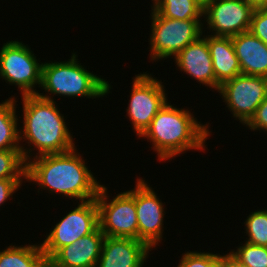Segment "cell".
I'll return each mask as SVG.
<instances>
[{"instance_id": "1", "label": "cell", "mask_w": 267, "mask_h": 267, "mask_svg": "<svg viewBox=\"0 0 267 267\" xmlns=\"http://www.w3.org/2000/svg\"><path fill=\"white\" fill-rule=\"evenodd\" d=\"M76 147L64 153L45 154L26 162V181L49 193L58 192L79 202L95 199L101 184L88 169Z\"/></svg>"}, {"instance_id": "2", "label": "cell", "mask_w": 267, "mask_h": 267, "mask_svg": "<svg viewBox=\"0 0 267 267\" xmlns=\"http://www.w3.org/2000/svg\"><path fill=\"white\" fill-rule=\"evenodd\" d=\"M23 127L19 129V141L25 140L28 147H21L24 161L32 159V151L38 150L34 157L64 153L75 148L73 134L66 125L52 96L43 93L23 95ZM31 152V153H30ZM31 157V158H30Z\"/></svg>"}, {"instance_id": "3", "label": "cell", "mask_w": 267, "mask_h": 267, "mask_svg": "<svg viewBox=\"0 0 267 267\" xmlns=\"http://www.w3.org/2000/svg\"><path fill=\"white\" fill-rule=\"evenodd\" d=\"M209 124H201L190 110L176 108L167 101L139 138L150 140L158 160L166 161L191 149L203 151L211 134Z\"/></svg>"}, {"instance_id": "4", "label": "cell", "mask_w": 267, "mask_h": 267, "mask_svg": "<svg viewBox=\"0 0 267 267\" xmlns=\"http://www.w3.org/2000/svg\"><path fill=\"white\" fill-rule=\"evenodd\" d=\"M77 57L74 52L68 61L43 63L40 87L52 96L99 99L109 94V82L86 70Z\"/></svg>"}, {"instance_id": "5", "label": "cell", "mask_w": 267, "mask_h": 267, "mask_svg": "<svg viewBox=\"0 0 267 267\" xmlns=\"http://www.w3.org/2000/svg\"><path fill=\"white\" fill-rule=\"evenodd\" d=\"M150 59L151 61L175 57L188 44L197 40L203 32L201 20H177L162 17L151 10Z\"/></svg>"}, {"instance_id": "6", "label": "cell", "mask_w": 267, "mask_h": 267, "mask_svg": "<svg viewBox=\"0 0 267 267\" xmlns=\"http://www.w3.org/2000/svg\"><path fill=\"white\" fill-rule=\"evenodd\" d=\"M107 187L101 185L95 198L99 210V227L107 237L138 240V220L135 207V188L120 192L112 200ZM109 199V200H108Z\"/></svg>"}, {"instance_id": "7", "label": "cell", "mask_w": 267, "mask_h": 267, "mask_svg": "<svg viewBox=\"0 0 267 267\" xmlns=\"http://www.w3.org/2000/svg\"><path fill=\"white\" fill-rule=\"evenodd\" d=\"M23 42L9 41L2 45L0 50V78L10 85L18 86L23 95L37 94L34 90L41 85L43 63Z\"/></svg>"}, {"instance_id": "8", "label": "cell", "mask_w": 267, "mask_h": 267, "mask_svg": "<svg viewBox=\"0 0 267 267\" xmlns=\"http://www.w3.org/2000/svg\"><path fill=\"white\" fill-rule=\"evenodd\" d=\"M99 227V210L96 199L80 202L46 234L40 244L47 260L60 248L73 244Z\"/></svg>"}, {"instance_id": "9", "label": "cell", "mask_w": 267, "mask_h": 267, "mask_svg": "<svg viewBox=\"0 0 267 267\" xmlns=\"http://www.w3.org/2000/svg\"><path fill=\"white\" fill-rule=\"evenodd\" d=\"M160 80L149 73H140L133 78L132 92L127 115L138 137L150 125L162 106L168 101L166 90Z\"/></svg>"}, {"instance_id": "10", "label": "cell", "mask_w": 267, "mask_h": 267, "mask_svg": "<svg viewBox=\"0 0 267 267\" xmlns=\"http://www.w3.org/2000/svg\"><path fill=\"white\" fill-rule=\"evenodd\" d=\"M217 92L235 120L245 125L267 95V78L241 73L222 83Z\"/></svg>"}, {"instance_id": "11", "label": "cell", "mask_w": 267, "mask_h": 267, "mask_svg": "<svg viewBox=\"0 0 267 267\" xmlns=\"http://www.w3.org/2000/svg\"><path fill=\"white\" fill-rule=\"evenodd\" d=\"M254 7L247 0H212L203 17L211 36L232 37L249 31Z\"/></svg>"}, {"instance_id": "12", "label": "cell", "mask_w": 267, "mask_h": 267, "mask_svg": "<svg viewBox=\"0 0 267 267\" xmlns=\"http://www.w3.org/2000/svg\"><path fill=\"white\" fill-rule=\"evenodd\" d=\"M135 207L138 220V240L151 249L161 243L163 237L164 204L143 178H137L135 187Z\"/></svg>"}, {"instance_id": "13", "label": "cell", "mask_w": 267, "mask_h": 267, "mask_svg": "<svg viewBox=\"0 0 267 267\" xmlns=\"http://www.w3.org/2000/svg\"><path fill=\"white\" fill-rule=\"evenodd\" d=\"M151 250L141 240L105 236L96 267H143Z\"/></svg>"}, {"instance_id": "14", "label": "cell", "mask_w": 267, "mask_h": 267, "mask_svg": "<svg viewBox=\"0 0 267 267\" xmlns=\"http://www.w3.org/2000/svg\"><path fill=\"white\" fill-rule=\"evenodd\" d=\"M179 70L191 76L200 85H205L216 91V77L213 71L212 58L208 47L207 35H201L188 44L175 57Z\"/></svg>"}, {"instance_id": "15", "label": "cell", "mask_w": 267, "mask_h": 267, "mask_svg": "<svg viewBox=\"0 0 267 267\" xmlns=\"http://www.w3.org/2000/svg\"><path fill=\"white\" fill-rule=\"evenodd\" d=\"M104 238L98 227L93 233L60 248L48 260V267H96Z\"/></svg>"}, {"instance_id": "16", "label": "cell", "mask_w": 267, "mask_h": 267, "mask_svg": "<svg viewBox=\"0 0 267 267\" xmlns=\"http://www.w3.org/2000/svg\"><path fill=\"white\" fill-rule=\"evenodd\" d=\"M231 38L241 73L267 78V45L250 31Z\"/></svg>"}, {"instance_id": "17", "label": "cell", "mask_w": 267, "mask_h": 267, "mask_svg": "<svg viewBox=\"0 0 267 267\" xmlns=\"http://www.w3.org/2000/svg\"><path fill=\"white\" fill-rule=\"evenodd\" d=\"M207 41L218 91L222 83L241 74V69L231 37L207 35Z\"/></svg>"}, {"instance_id": "18", "label": "cell", "mask_w": 267, "mask_h": 267, "mask_svg": "<svg viewBox=\"0 0 267 267\" xmlns=\"http://www.w3.org/2000/svg\"><path fill=\"white\" fill-rule=\"evenodd\" d=\"M0 267H48L40 244L8 246L0 251Z\"/></svg>"}, {"instance_id": "19", "label": "cell", "mask_w": 267, "mask_h": 267, "mask_svg": "<svg viewBox=\"0 0 267 267\" xmlns=\"http://www.w3.org/2000/svg\"><path fill=\"white\" fill-rule=\"evenodd\" d=\"M15 96L0 103V150L21 149Z\"/></svg>"}, {"instance_id": "20", "label": "cell", "mask_w": 267, "mask_h": 267, "mask_svg": "<svg viewBox=\"0 0 267 267\" xmlns=\"http://www.w3.org/2000/svg\"><path fill=\"white\" fill-rule=\"evenodd\" d=\"M151 8L162 17L177 20H202L204 11L197 0H158Z\"/></svg>"}, {"instance_id": "21", "label": "cell", "mask_w": 267, "mask_h": 267, "mask_svg": "<svg viewBox=\"0 0 267 267\" xmlns=\"http://www.w3.org/2000/svg\"><path fill=\"white\" fill-rule=\"evenodd\" d=\"M0 179H26L21 149L0 150Z\"/></svg>"}, {"instance_id": "22", "label": "cell", "mask_w": 267, "mask_h": 267, "mask_svg": "<svg viewBox=\"0 0 267 267\" xmlns=\"http://www.w3.org/2000/svg\"><path fill=\"white\" fill-rule=\"evenodd\" d=\"M247 243L267 247V209L251 212L244 222Z\"/></svg>"}, {"instance_id": "23", "label": "cell", "mask_w": 267, "mask_h": 267, "mask_svg": "<svg viewBox=\"0 0 267 267\" xmlns=\"http://www.w3.org/2000/svg\"><path fill=\"white\" fill-rule=\"evenodd\" d=\"M230 252L242 263L250 267H267V247L249 244L245 241Z\"/></svg>"}, {"instance_id": "24", "label": "cell", "mask_w": 267, "mask_h": 267, "mask_svg": "<svg viewBox=\"0 0 267 267\" xmlns=\"http://www.w3.org/2000/svg\"><path fill=\"white\" fill-rule=\"evenodd\" d=\"M177 267H223V255L209 253V251H188L182 254Z\"/></svg>"}, {"instance_id": "25", "label": "cell", "mask_w": 267, "mask_h": 267, "mask_svg": "<svg viewBox=\"0 0 267 267\" xmlns=\"http://www.w3.org/2000/svg\"><path fill=\"white\" fill-rule=\"evenodd\" d=\"M249 31L267 45V9L254 8Z\"/></svg>"}, {"instance_id": "26", "label": "cell", "mask_w": 267, "mask_h": 267, "mask_svg": "<svg viewBox=\"0 0 267 267\" xmlns=\"http://www.w3.org/2000/svg\"><path fill=\"white\" fill-rule=\"evenodd\" d=\"M245 126L253 131L261 130L267 132V95Z\"/></svg>"}, {"instance_id": "27", "label": "cell", "mask_w": 267, "mask_h": 267, "mask_svg": "<svg viewBox=\"0 0 267 267\" xmlns=\"http://www.w3.org/2000/svg\"><path fill=\"white\" fill-rule=\"evenodd\" d=\"M24 179H0V206L22 186Z\"/></svg>"}, {"instance_id": "28", "label": "cell", "mask_w": 267, "mask_h": 267, "mask_svg": "<svg viewBox=\"0 0 267 267\" xmlns=\"http://www.w3.org/2000/svg\"><path fill=\"white\" fill-rule=\"evenodd\" d=\"M223 267H250L240 262L231 252L223 255Z\"/></svg>"}, {"instance_id": "29", "label": "cell", "mask_w": 267, "mask_h": 267, "mask_svg": "<svg viewBox=\"0 0 267 267\" xmlns=\"http://www.w3.org/2000/svg\"><path fill=\"white\" fill-rule=\"evenodd\" d=\"M254 8H266L267 0H247Z\"/></svg>"}, {"instance_id": "30", "label": "cell", "mask_w": 267, "mask_h": 267, "mask_svg": "<svg viewBox=\"0 0 267 267\" xmlns=\"http://www.w3.org/2000/svg\"><path fill=\"white\" fill-rule=\"evenodd\" d=\"M201 5L205 6L207 3H209L212 0H197Z\"/></svg>"}]
</instances>
